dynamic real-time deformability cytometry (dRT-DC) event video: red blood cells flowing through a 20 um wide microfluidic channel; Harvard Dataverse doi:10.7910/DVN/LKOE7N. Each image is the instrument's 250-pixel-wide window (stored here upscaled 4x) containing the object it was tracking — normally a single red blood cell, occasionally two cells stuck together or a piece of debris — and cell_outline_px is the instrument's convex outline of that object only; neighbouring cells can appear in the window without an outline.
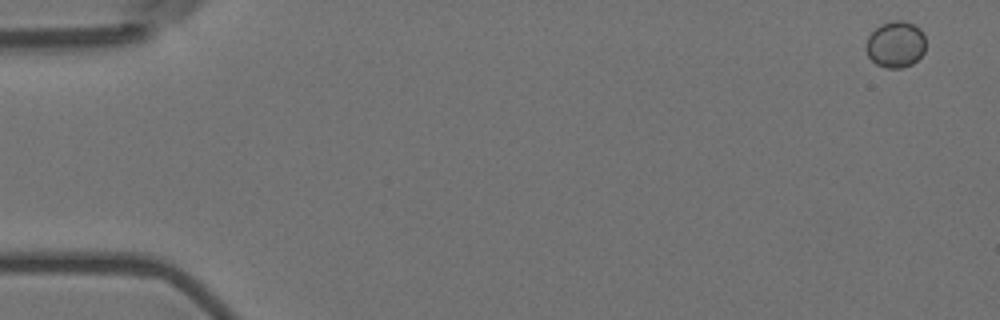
{"species": "Egyptian fruit bat (a non-hibernating species)", "species_latin": "Rousettus aegyptiacus", "temperature_condition": "room temperature", "stored_images_in_passage": 7, "camera_frame_rate_fps": 3000, "um_per_image_px": 0.085, "animal": {"sex": "female"}, "frame": {"image": 1, "passage_image": 1, "time_ms": 0.0, "image_size_px": [1000, 320], "cell_outline_px": [[924, 52], [912, 64], [904, 68], [888, 68], [876, 64], [868, 56], [868, 36], [880, 24], [892, 20], [900, 20], [912, 24], [920, 28], [924, 32]], "centroid_in_image_um": [76.15, 3.77], "position_along_channel_um": 8.9, "area_um2": 15.95}}
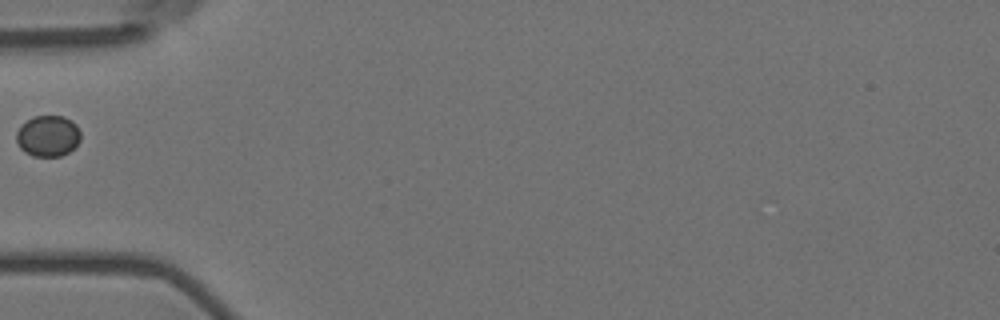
{"frame": {"image": 2, "passage_image": 6, "time_ms": 1.667, "image_size_px": [1000, 320], "cell_outline_px": [[80, 140], [68, 152], [60, 156], [32, 156], [24, 152], [20, 148], [16, 140], [16, 132], [20, 124], [36, 116], [64, 116], [72, 120], [76, 124], [80, 132]], "centroid_in_image_um": [4.05, 11.55], "position_along_channel_um": 80.9, "area_um2": 15.43}}
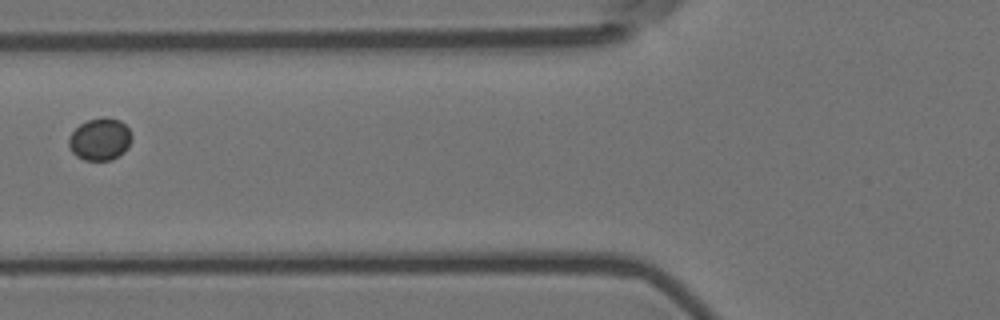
{"frame": {"image": 3, "passage_image": 7, "time_ms": 2.0, "image_size_px": [1000, 320], "cell_outline_px": [[132, 140], [128, 148], [124, 152], [112, 160], [84, 160], [76, 156], [72, 152], [68, 144], [68, 140], [72, 132], [80, 124], [88, 120], [104, 116], [120, 120], [128, 128], [132, 136]], "centroid_in_image_um": [8.51, 11.84], "position_along_channel_um": 117.3, "area_um2": 15.61}}